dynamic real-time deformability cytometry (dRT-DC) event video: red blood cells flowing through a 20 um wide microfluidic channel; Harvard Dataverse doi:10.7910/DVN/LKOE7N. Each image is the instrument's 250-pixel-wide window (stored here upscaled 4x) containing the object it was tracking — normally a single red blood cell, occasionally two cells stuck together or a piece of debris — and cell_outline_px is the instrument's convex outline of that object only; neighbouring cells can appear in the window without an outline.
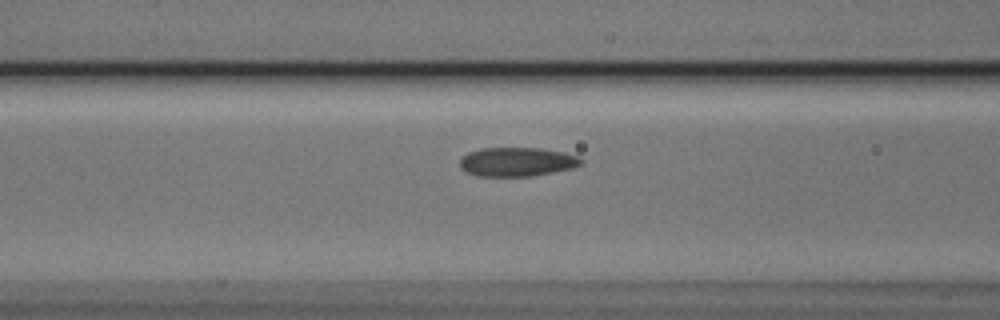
{"species": "Egyptian fruit bat (a non-hibernating species)", "species_latin": "Rousettus aegyptiacus", "temperature_condition": "cold", "stored_images_in_passage": 36, "camera_frame_rate_fps": 3000, "um_per_image_px": 0.085, "animal": {"sex": "male"}, "frame": {"image": 1, "passage_image": 11, "time_ms": 3.333, "image_size_px": [1000, 320], "cell_outline_px": [[584, 164], [572, 168], [552, 172], [528, 176], [476, 176], [460, 168], [460, 160], [468, 152], [480, 148], [540, 148], [564, 152], [576, 156], [584, 160]], "centroid_in_image_um": [43.95, 13.75], "position_along_channel_um": 122.6, "area_um2": 20.46}}
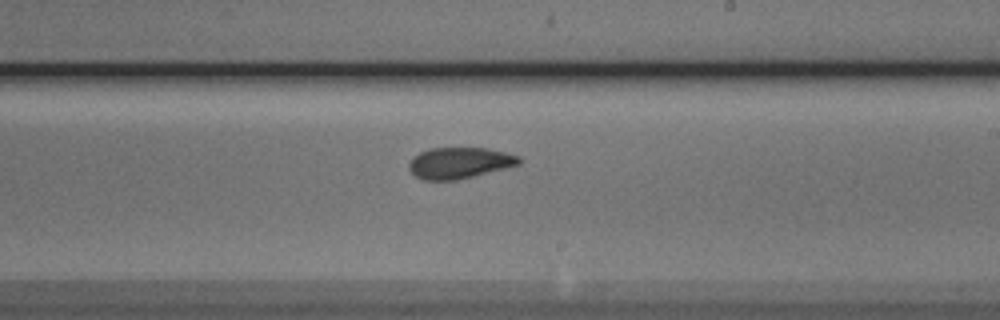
{"frame": {"image": 2, "passage_image": 21, "time_ms": 6.667, "image_size_px": [1000, 320], "cell_outline_px": [[520, 164], [472, 176], [452, 180], [424, 180], [416, 176], [408, 168], [408, 164], [420, 152], [428, 148], [488, 148], [520, 156]], "centroid_in_image_um": [39.05, 13.83], "position_along_channel_um": 250.0, "area_um2": 19.65}}
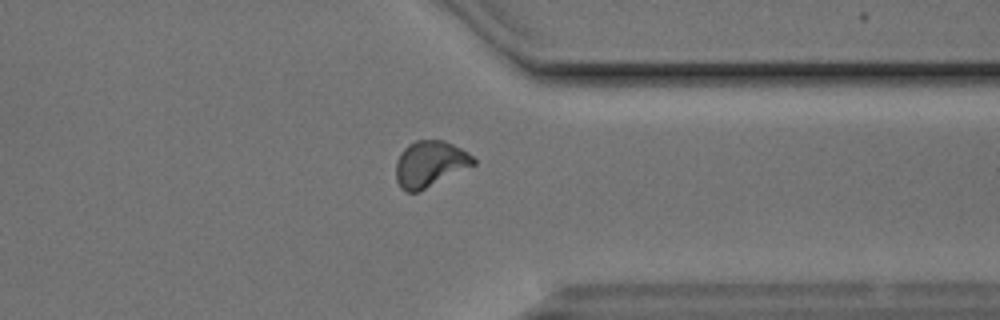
{"frame": {"image": 3, "passage_image": 31, "time_ms": 10.0, "image_size_px": [1000, 320], "cell_outline_px": [[476, 164], [416, 192], [408, 192], [400, 188], [396, 180], [396, 160], [400, 152], [408, 144], [416, 140], [444, 140], [468, 152], [476, 160]], "centroid_in_image_um": [36.52, 13.91], "position_along_channel_um": 374.9, "area_um2": 20.63}}